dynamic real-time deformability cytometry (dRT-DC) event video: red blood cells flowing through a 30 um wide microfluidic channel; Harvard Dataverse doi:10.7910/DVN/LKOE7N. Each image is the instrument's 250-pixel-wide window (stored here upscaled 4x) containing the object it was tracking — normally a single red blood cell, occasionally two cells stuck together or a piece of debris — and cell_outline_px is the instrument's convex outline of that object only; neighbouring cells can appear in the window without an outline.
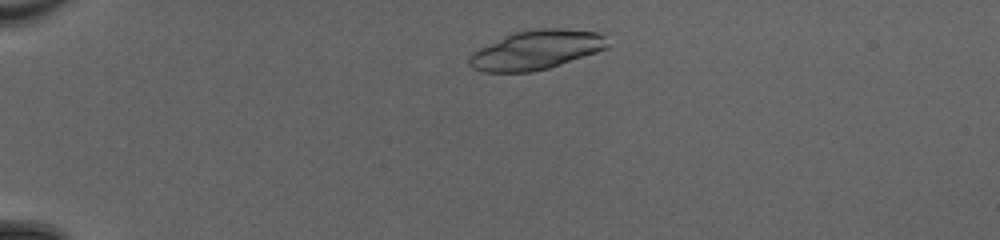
{"species": "common noctule bat (a hibernating species)", "species_latin": "Nyctalus noctula", "temperature_condition": "cold", "stored_images_in_passage": 42, "camera_frame_rate_fps": 3000, "um_per_image_px": 0.085, "animal": {"sex": "female", "body_mass_g": 20.0, "forearm_length_mm": 54.0}, "frame": {"image": 1, "passage_image": 5, "time_ms": 1.333, "image_size_px": [1000, 240], "cell_outline_px": [[608, 48], [548, 68], [532, 72], [484, 72], [472, 68], [468, 64], [468, 56], [472, 52], [512, 32], [540, 28], [560, 28], [604, 32], [608, 44]], "centroid_in_image_um": [45.59, 4.23], "position_along_channel_um": 39.4, "area_um2": 31.73}}